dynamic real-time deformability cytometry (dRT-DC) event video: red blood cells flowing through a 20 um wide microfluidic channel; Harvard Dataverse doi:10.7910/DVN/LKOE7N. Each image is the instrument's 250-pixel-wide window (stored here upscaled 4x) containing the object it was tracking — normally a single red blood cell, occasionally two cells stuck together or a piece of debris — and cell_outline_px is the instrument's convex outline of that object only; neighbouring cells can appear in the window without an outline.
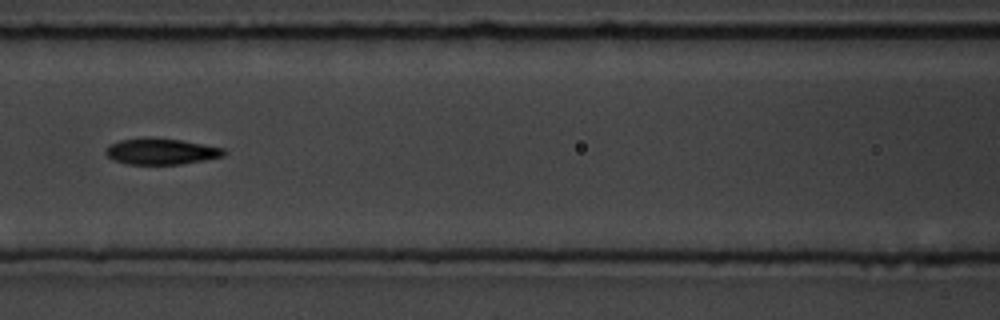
{"species": "common noctule bat (a hibernating species)", "species_latin": "Nyctalus noctula", "temperature_condition": "room temperature", "stored_images_in_passage": 8, "camera_frame_rate_fps": 3000, "um_per_image_px": 0.085, "animal": {"sex": "male", "body_mass_g": 19.5, "forearm_length_mm": 54.6}, "frame": {"image": 1, "passage_image": 8, "time_ms": 8.0, "image_size_px": [1000, 320], "cell_outline_px": [[228, 152], [224, 156], [204, 160], [180, 164], [128, 164], [112, 160], [104, 152], [108, 144], [120, 140], [180, 140], [204, 144], [224, 148]], "centroid_in_image_um": [13.72, 12.91], "position_along_channel_um": 152.9, "area_um2": 17.4}}